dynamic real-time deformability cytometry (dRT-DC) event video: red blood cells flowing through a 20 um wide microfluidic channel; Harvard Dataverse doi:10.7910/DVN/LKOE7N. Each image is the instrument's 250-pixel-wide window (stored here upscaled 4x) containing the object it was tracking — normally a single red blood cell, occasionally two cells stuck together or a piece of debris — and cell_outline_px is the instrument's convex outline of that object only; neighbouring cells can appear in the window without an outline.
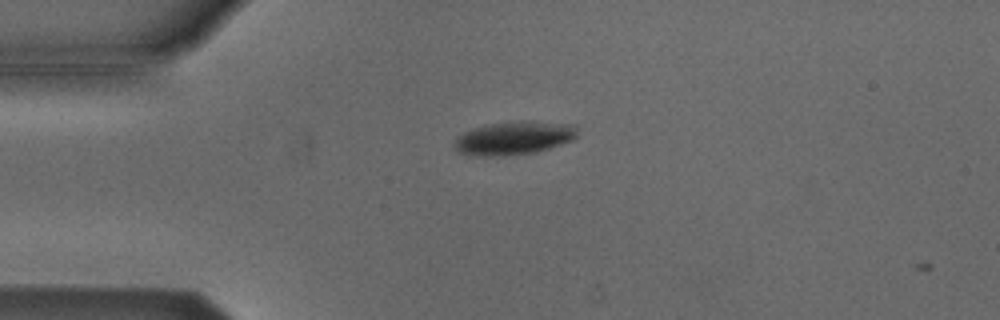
{"species": "Egyptian fruit bat (a non-hibernating species)", "species_latin": "Rousettus aegyptiacus", "temperature_condition": "cold", "stored_images_in_passage": 3, "camera_frame_rate_fps": 3000, "um_per_image_px": 0.085, "animal": {"sex": "male"}, "frame": {"image": 1, "passage_image": 2, "time_ms": 0.333, "image_size_px": [1000, 320], "cell_outline_px": [[576, 136], [572, 140], [536, 152], [504, 156], [476, 156], [456, 152], [452, 144], [456, 136], [464, 132], [488, 124], [520, 120], [576, 124]], "centroid_in_image_um": [43.64, 11.73], "position_along_channel_um": 41.4, "area_um2": 24.1}}